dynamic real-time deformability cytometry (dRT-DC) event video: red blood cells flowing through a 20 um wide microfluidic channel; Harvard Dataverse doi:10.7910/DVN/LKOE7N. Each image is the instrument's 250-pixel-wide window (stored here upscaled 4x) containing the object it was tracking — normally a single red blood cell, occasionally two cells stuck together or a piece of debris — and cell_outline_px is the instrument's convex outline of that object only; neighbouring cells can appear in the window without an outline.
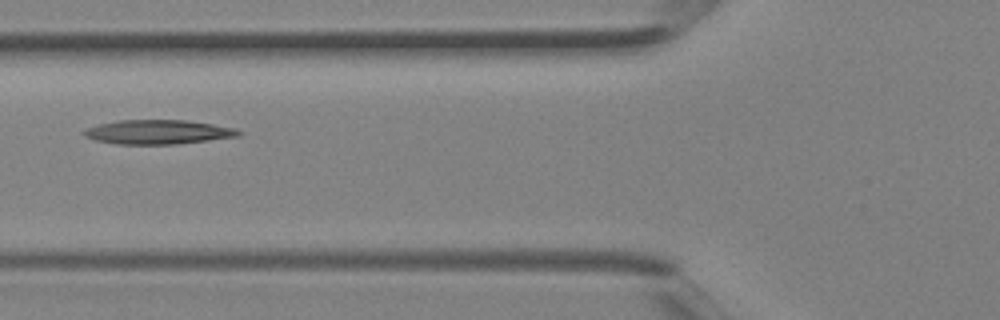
{"species": "Egyptian fruit bat (a non-hibernating species)", "species_latin": "Rousettus aegyptiacus", "temperature_condition": "room temperature", "stored_images_in_passage": 2, "camera_frame_rate_fps": 3000, "um_per_image_px": 0.085, "animal": {"sex": "female"}, "frame": {"image": 1, "passage_image": 2, "time_ms": 0.333, "image_size_px": [1000, 320], "cell_outline_px": [[240, 136], [176, 144], [116, 144], [96, 140], [84, 136], [80, 132], [88, 128], [100, 124], [120, 120], [184, 120], [212, 124], [236, 128], [240, 132]], "centroid_in_image_um": [13.42, 11.22], "position_along_channel_um": 112.4, "area_um2": 21.68}}